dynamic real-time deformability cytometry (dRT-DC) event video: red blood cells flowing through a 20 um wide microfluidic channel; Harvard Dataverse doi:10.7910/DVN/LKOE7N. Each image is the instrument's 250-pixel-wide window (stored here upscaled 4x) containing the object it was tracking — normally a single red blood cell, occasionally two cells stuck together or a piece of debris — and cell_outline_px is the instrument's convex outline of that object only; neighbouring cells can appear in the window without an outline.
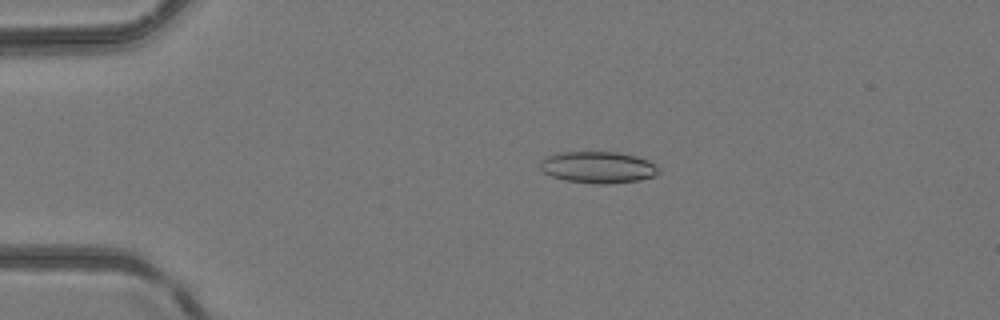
{"species": "common noctule bat (a hibernating species)", "species_latin": "Nyctalus noctula", "temperature_condition": "room temperature", "stored_images_in_passage": 4, "camera_frame_rate_fps": 3000, "um_per_image_px": 0.085, "animal": {"sex": "female", "body_mass_g": 24.6, "forearm_length_mm": 56.2}, "frame": {"image": 1, "passage_image": 3, "time_ms": 0.667, "image_size_px": [1000, 320], "cell_outline_px": [[660, 172], [652, 176], [640, 180], [608, 184], [600, 184], [564, 180], [552, 176], [544, 172], [540, 168], [540, 160], [556, 152], [616, 152], [636, 156], [648, 160], [660, 168]], "centroid_in_image_um": [50.83, 14.21], "position_along_channel_um": 34.2, "area_um2": 21.85}}